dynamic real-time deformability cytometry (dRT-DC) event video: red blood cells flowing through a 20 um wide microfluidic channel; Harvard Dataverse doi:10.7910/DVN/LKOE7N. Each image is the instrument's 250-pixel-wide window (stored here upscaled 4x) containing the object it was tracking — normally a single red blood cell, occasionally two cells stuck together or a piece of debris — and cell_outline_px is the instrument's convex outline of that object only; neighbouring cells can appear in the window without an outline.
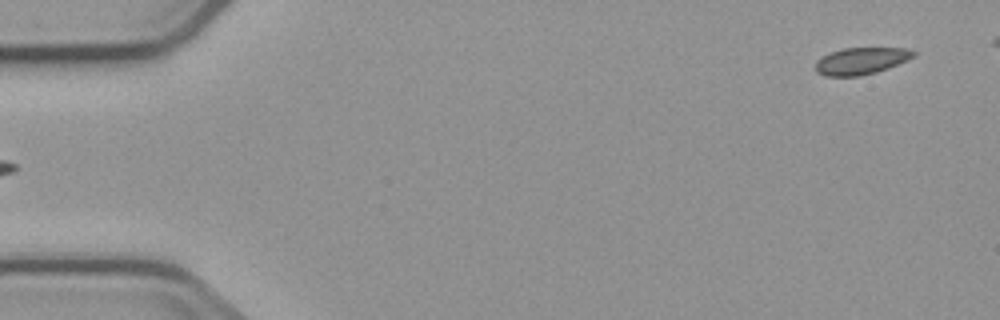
{"species": "common noctule bat (a hibernating species)", "species_latin": "Nyctalus noctula", "temperature_condition": "cold", "stored_images_in_passage": 6, "camera_frame_rate_fps": 3000, "um_per_image_px": 0.085, "animal": {"sex": "male", "body_mass_g": 23.1, "forearm_length_mm": 52.7}, "frame": {"image": 1, "passage_image": 6, "time_ms": 6.0, "image_size_px": [1000, 320], "cell_outline_px": [[916, 56], [908, 60], [888, 68], [876, 72], [860, 76], [824, 76], [816, 72], [816, 60], [832, 52], [844, 48], [908, 48], [916, 52]], "centroid_in_image_um": [73.22, 5.18], "position_along_channel_um": 11.8, "area_um2": 15.37}}